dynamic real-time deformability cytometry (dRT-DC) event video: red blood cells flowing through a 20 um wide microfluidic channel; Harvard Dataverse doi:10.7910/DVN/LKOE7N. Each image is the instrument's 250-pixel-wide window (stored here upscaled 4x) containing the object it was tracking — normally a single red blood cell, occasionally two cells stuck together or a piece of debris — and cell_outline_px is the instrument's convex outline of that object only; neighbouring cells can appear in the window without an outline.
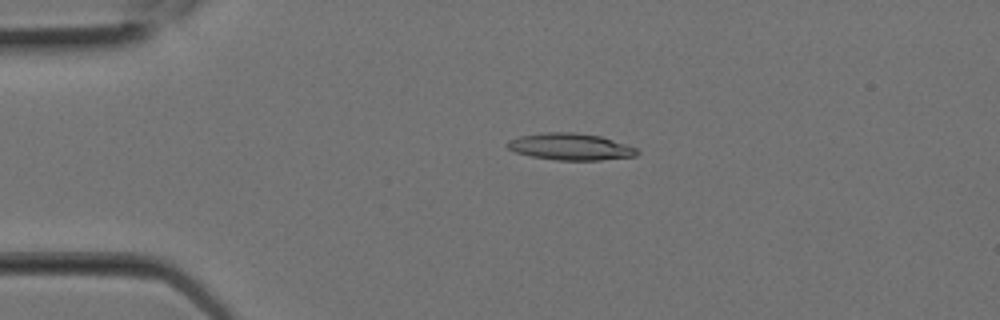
{"species": "Egyptian fruit bat (a non-hibernating species)", "species_latin": "Rousettus aegyptiacus", "temperature_condition": "room temperature", "stored_images_in_passage": 8, "camera_frame_rate_fps": 3000, "um_per_image_px": 0.085, "animal": {"sex": "female"}, "frame": {"image": 1, "passage_image": 5, "time_ms": 1.333, "image_size_px": [1000, 320], "cell_outline_px": [[640, 152], [636, 156], [600, 160], [556, 160], [532, 156], [516, 152], [508, 148], [504, 144], [508, 140], [520, 136], [544, 132], [576, 132], [600, 136], [628, 144], [636, 148]], "centroid_in_image_um": [48.5, 12.46], "position_along_channel_um": 36.5, "area_um2": 20.35}}
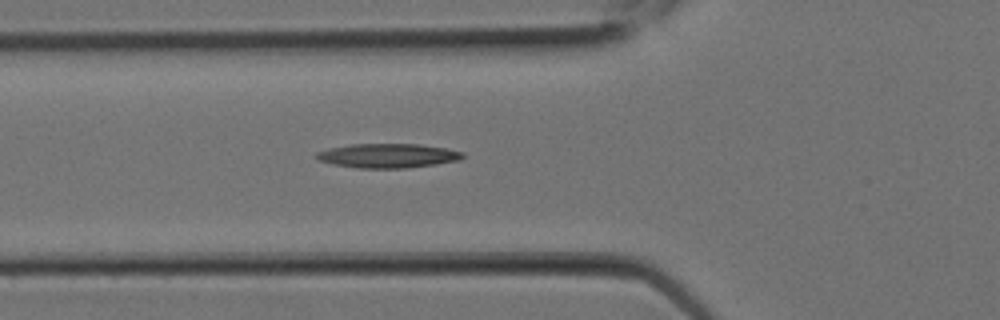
{"frame": {"image": 2, "passage_image": 8, "time_ms": 2.333, "image_size_px": [1000, 320], "cell_outline_px": [[464, 156], [460, 160], [436, 164], [404, 168], [356, 168], [332, 164], [320, 160], [316, 156], [316, 152], [328, 148], [352, 144], [420, 144], [444, 148], [464, 152]], "centroid_in_image_um": [32.96, 13.23], "position_along_channel_um": 92.8, "area_um2": 20.63}}